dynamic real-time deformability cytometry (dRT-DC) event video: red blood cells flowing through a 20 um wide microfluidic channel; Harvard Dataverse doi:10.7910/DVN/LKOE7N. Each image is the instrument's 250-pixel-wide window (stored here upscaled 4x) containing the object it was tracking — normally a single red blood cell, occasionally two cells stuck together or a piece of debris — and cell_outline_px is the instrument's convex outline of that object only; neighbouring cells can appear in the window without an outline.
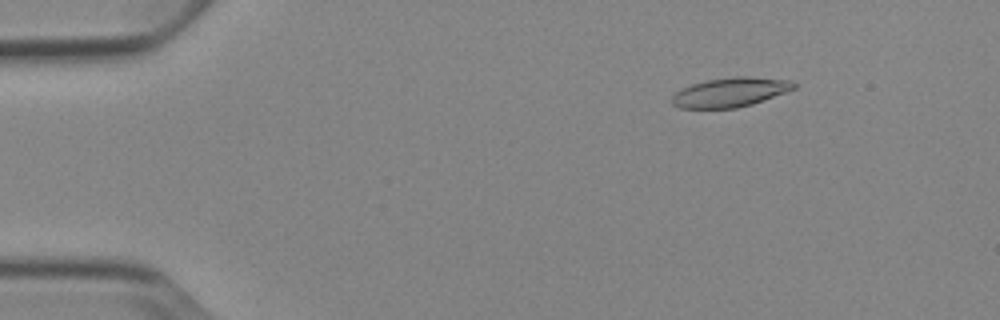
{"species": "Egyptian fruit bat (a non-hibernating species)", "species_latin": "Rousettus aegyptiacus", "temperature_condition": "cold", "stored_images_in_passage": 53, "camera_frame_rate_fps": 3000, "um_per_image_px": 0.085, "animal": {"sex": "female"}, "frame": {"image": 1, "passage_image": 8, "time_ms": 2.333, "image_size_px": [1000, 320], "cell_outline_px": [[796, 88], [752, 104], [736, 108], [680, 108], [672, 104], [672, 96], [680, 88], [692, 84], [708, 80], [736, 76], [752, 76], [792, 80], [796, 84]], "centroid_in_image_um": [62.08, 7.83], "position_along_channel_um": 22.9, "area_um2": 20.87}}
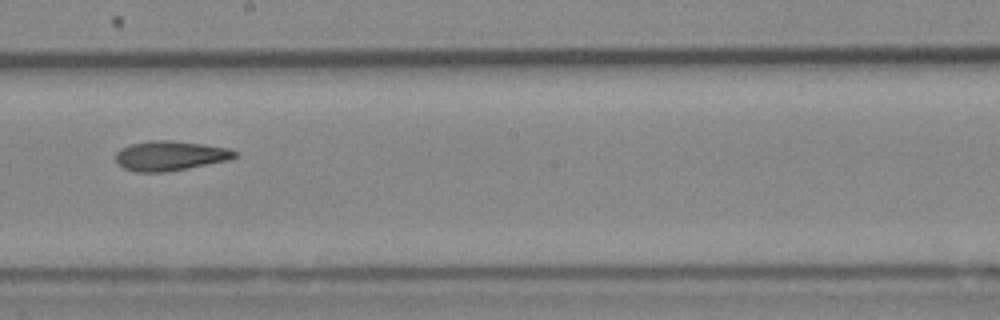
{"frame": {"image": 2, "passage_image": 31, "time_ms": 10.0, "image_size_px": [1000, 320], "cell_outline_px": [[236, 156], [228, 160], [164, 172], [136, 172], [124, 168], [116, 164], [116, 152], [120, 148], [128, 144], [152, 140], [172, 140], [204, 144], [228, 148], [236, 152]], "centroid_in_image_um": [14.39, 13.23], "position_along_channel_um": 233.8, "area_um2": 20.58}}
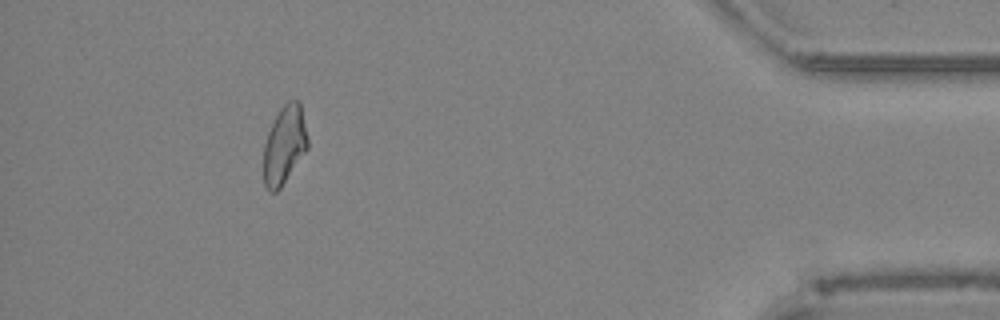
{"frame": {"image": 3, "passage_image": 49, "time_ms": 16.0, "image_size_px": [1000, 320], "cell_outline_px": [[308, 148], [280, 188], [276, 192], [272, 192], [264, 184], [264, 144], [268, 132], [280, 108], [288, 100], [300, 100], [308, 140]], "centroid_in_image_um": [24.18, 12.3], "position_along_channel_um": 411.0, "area_um2": 19.88}, "authors_computed_cell_mechanics": {"area_um2": 20.6346, "velocity_mm_per_s": 3.8452, "shape_relaxation_time_tau1_ms": 10.4633, "shape_relaxation_time_tau2_ms": 5.489, "deformation_change_tau1": 0.233, "deformation_change_tau2": 0.152}}